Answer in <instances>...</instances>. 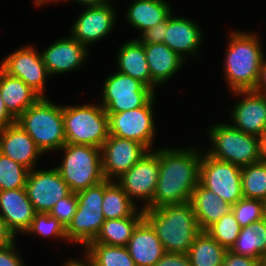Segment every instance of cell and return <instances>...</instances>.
<instances>
[{
	"label": "cell",
	"instance_id": "cell-1",
	"mask_svg": "<svg viewBox=\"0 0 266 266\" xmlns=\"http://www.w3.org/2000/svg\"><path fill=\"white\" fill-rule=\"evenodd\" d=\"M154 149L159 156V176L153 200L145 209L190 201L199 183L202 151L197 146Z\"/></svg>",
	"mask_w": 266,
	"mask_h": 266
},
{
	"label": "cell",
	"instance_id": "cell-2",
	"mask_svg": "<svg viewBox=\"0 0 266 266\" xmlns=\"http://www.w3.org/2000/svg\"><path fill=\"white\" fill-rule=\"evenodd\" d=\"M228 40L223 72L230 91L254 90L264 59L260 39L254 32L236 30Z\"/></svg>",
	"mask_w": 266,
	"mask_h": 266
},
{
	"label": "cell",
	"instance_id": "cell-3",
	"mask_svg": "<svg viewBox=\"0 0 266 266\" xmlns=\"http://www.w3.org/2000/svg\"><path fill=\"white\" fill-rule=\"evenodd\" d=\"M144 219L152 226L167 253L187 254L200 232L189 201L144 209Z\"/></svg>",
	"mask_w": 266,
	"mask_h": 266
},
{
	"label": "cell",
	"instance_id": "cell-4",
	"mask_svg": "<svg viewBox=\"0 0 266 266\" xmlns=\"http://www.w3.org/2000/svg\"><path fill=\"white\" fill-rule=\"evenodd\" d=\"M16 122L29 134L43 154L58 151L66 144L63 105H57L47 97H40Z\"/></svg>",
	"mask_w": 266,
	"mask_h": 266
},
{
	"label": "cell",
	"instance_id": "cell-5",
	"mask_svg": "<svg viewBox=\"0 0 266 266\" xmlns=\"http://www.w3.org/2000/svg\"><path fill=\"white\" fill-rule=\"evenodd\" d=\"M212 148L205 152L218 160L245 167L263 159L261 138L236 129L231 123H216L207 129Z\"/></svg>",
	"mask_w": 266,
	"mask_h": 266
},
{
	"label": "cell",
	"instance_id": "cell-6",
	"mask_svg": "<svg viewBox=\"0 0 266 266\" xmlns=\"http://www.w3.org/2000/svg\"><path fill=\"white\" fill-rule=\"evenodd\" d=\"M66 143L102 147L109 137V117L100 103L63 105Z\"/></svg>",
	"mask_w": 266,
	"mask_h": 266
},
{
	"label": "cell",
	"instance_id": "cell-7",
	"mask_svg": "<svg viewBox=\"0 0 266 266\" xmlns=\"http://www.w3.org/2000/svg\"><path fill=\"white\" fill-rule=\"evenodd\" d=\"M59 150L64 156L55 168L71 192L78 193L105 180L100 148L66 143Z\"/></svg>",
	"mask_w": 266,
	"mask_h": 266
},
{
	"label": "cell",
	"instance_id": "cell-8",
	"mask_svg": "<svg viewBox=\"0 0 266 266\" xmlns=\"http://www.w3.org/2000/svg\"><path fill=\"white\" fill-rule=\"evenodd\" d=\"M76 194L78 207L66 228V236L68 242H75L84 248L95 239L105 221L102 212L104 180Z\"/></svg>",
	"mask_w": 266,
	"mask_h": 266
},
{
	"label": "cell",
	"instance_id": "cell-9",
	"mask_svg": "<svg viewBox=\"0 0 266 266\" xmlns=\"http://www.w3.org/2000/svg\"><path fill=\"white\" fill-rule=\"evenodd\" d=\"M103 81L101 102L106 113H119L145 106L156 93L133 77L116 72Z\"/></svg>",
	"mask_w": 266,
	"mask_h": 266
},
{
	"label": "cell",
	"instance_id": "cell-10",
	"mask_svg": "<svg viewBox=\"0 0 266 266\" xmlns=\"http://www.w3.org/2000/svg\"><path fill=\"white\" fill-rule=\"evenodd\" d=\"M155 96L145 105L119 113H107L109 117V135L135 140L152 151L156 137L153 106Z\"/></svg>",
	"mask_w": 266,
	"mask_h": 266
},
{
	"label": "cell",
	"instance_id": "cell-11",
	"mask_svg": "<svg viewBox=\"0 0 266 266\" xmlns=\"http://www.w3.org/2000/svg\"><path fill=\"white\" fill-rule=\"evenodd\" d=\"M202 151L199 182L230 205L243 198L241 167Z\"/></svg>",
	"mask_w": 266,
	"mask_h": 266
},
{
	"label": "cell",
	"instance_id": "cell-12",
	"mask_svg": "<svg viewBox=\"0 0 266 266\" xmlns=\"http://www.w3.org/2000/svg\"><path fill=\"white\" fill-rule=\"evenodd\" d=\"M159 169V156L152 150L116 179V182L135 204L137 200H143L144 205L141 207L145 209L153 200Z\"/></svg>",
	"mask_w": 266,
	"mask_h": 266
},
{
	"label": "cell",
	"instance_id": "cell-13",
	"mask_svg": "<svg viewBox=\"0 0 266 266\" xmlns=\"http://www.w3.org/2000/svg\"><path fill=\"white\" fill-rule=\"evenodd\" d=\"M35 47L25 45L7 55L1 63L0 68L9 76L24 81L41 97L45 95V82L51 77L44 65L41 53Z\"/></svg>",
	"mask_w": 266,
	"mask_h": 266
},
{
	"label": "cell",
	"instance_id": "cell-14",
	"mask_svg": "<svg viewBox=\"0 0 266 266\" xmlns=\"http://www.w3.org/2000/svg\"><path fill=\"white\" fill-rule=\"evenodd\" d=\"M25 188L35 212L49 213L60 199L71 193L56 168L30 170Z\"/></svg>",
	"mask_w": 266,
	"mask_h": 266
},
{
	"label": "cell",
	"instance_id": "cell-15",
	"mask_svg": "<svg viewBox=\"0 0 266 266\" xmlns=\"http://www.w3.org/2000/svg\"><path fill=\"white\" fill-rule=\"evenodd\" d=\"M147 152L149 150L135 140L109 135L101 147L104 178L110 181L118 179Z\"/></svg>",
	"mask_w": 266,
	"mask_h": 266
},
{
	"label": "cell",
	"instance_id": "cell-16",
	"mask_svg": "<svg viewBox=\"0 0 266 266\" xmlns=\"http://www.w3.org/2000/svg\"><path fill=\"white\" fill-rule=\"evenodd\" d=\"M116 19V10L111 2L98 6H87L77 16L70 34L74 39L89 47L90 44H94L110 34Z\"/></svg>",
	"mask_w": 266,
	"mask_h": 266
},
{
	"label": "cell",
	"instance_id": "cell-17",
	"mask_svg": "<svg viewBox=\"0 0 266 266\" xmlns=\"http://www.w3.org/2000/svg\"><path fill=\"white\" fill-rule=\"evenodd\" d=\"M242 99L231 109V125L240 131L262 138L266 132V95L254 90L232 91Z\"/></svg>",
	"mask_w": 266,
	"mask_h": 266
},
{
	"label": "cell",
	"instance_id": "cell-18",
	"mask_svg": "<svg viewBox=\"0 0 266 266\" xmlns=\"http://www.w3.org/2000/svg\"><path fill=\"white\" fill-rule=\"evenodd\" d=\"M88 47L72 36L56 40L49 45L41 56L50 76L64 74L84 65L90 54Z\"/></svg>",
	"mask_w": 266,
	"mask_h": 266
},
{
	"label": "cell",
	"instance_id": "cell-19",
	"mask_svg": "<svg viewBox=\"0 0 266 266\" xmlns=\"http://www.w3.org/2000/svg\"><path fill=\"white\" fill-rule=\"evenodd\" d=\"M199 26L187 17H176L171 14L165 26L164 44L186 62L187 57H197L203 39V31Z\"/></svg>",
	"mask_w": 266,
	"mask_h": 266
},
{
	"label": "cell",
	"instance_id": "cell-20",
	"mask_svg": "<svg viewBox=\"0 0 266 266\" xmlns=\"http://www.w3.org/2000/svg\"><path fill=\"white\" fill-rule=\"evenodd\" d=\"M0 153L29 170L36 168L38 159L43 155L33 139L17 122L0 130Z\"/></svg>",
	"mask_w": 266,
	"mask_h": 266
},
{
	"label": "cell",
	"instance_id": "cell-21",
	"mask_svg": "<svg viewBox=\"0 0 266 266\" xmlns=\"http://www.w3.org/2000/svg\"><path fill=\"white\" fill-rule=\"evenodd\" d=\"M35 213L26 188L0 191V216L15 237L25 233Z\"/></svg>",
	"mask_w": 266,
	"mask_h": 266
},
{
	"label": "cell",
	"instance_id": "cell-22",
	"mask_svg": "<svg viewBox=\"0 0 266 266\" xmlns=\"http://www.w3.org/2000/svg\"><path fill=\"white\" fill-rule=\"evenodd\" d=\"M126 247L136 266H154L166 253L145 219L138 224Z\"/></svg>",
	"mask_w": 266,
	"mask_h": 266
},
{
	"label": "cell",
	"instance_id": "cell-23",
	"mask_svg": "<svg viewBox=\"0 0 266 266\" xmlns=\"http://www.w3.org/2000/svg\"><path fill=\"white\" fill-rule=\"evenodd\" d=\"M151 80L160 86L173 79L187 62L164 43L143 44Z\"/></svg>",
	"mask_w": 266,
	"mask_h": 266
},
{
	"label": "cell",
	"instance_id": "cell-24",
	"mask_svg": "<svg viewBox=\"0 0 266 266\" xmlns=\"http://www.w3.org/2000/svg\"><path fill=\"white\" fill-rule=\"evenodd\" d=\"M116 71L129 75L156 92V85L151 80L149 65L146 60L144 45L137 39L128 40L117 50Z\"/></svg>",
	"mask_w": 266,
	"mask_h": 266
},
{
	"label": "cell",
	"instance_id": "cell-25",
	"mask_svg": "<svg viewBox=\"0 0 266 266\" xmlns=\"http://www.w3.org/2000/svg\"><path fill=\"white\" fill-rule=\"evenodd\" d=\"M189 202L192 205L200 231H205L223 215L231 211V205L228 202L205 188L200 182L191 194Z\"/></svg>",
	"mask_w": 266,
	"mask_h": 266
},
{
	"label": "cell",
	"instance_id": "cell-26",
	"mask_svg": "<svg viewBox=\"0 0 266 266\" xmlns=\"http://www.w3.org/2000/svg\"><path fill=\"white\" fill-rule=\"evenodd\" d=\"M0 94L6 110L15 120L41 97L24 81L9 76L1 68Z\"/></svg>",
	"mask_w": 266,
	"mask_h": 266
},
{
	"label": "cell",
	"instance_id": "cell-27",
	"mask_svg": "<svg viewBox=\"0 0 266 266\" xmlns=\"http://www.w3.org/2000/svg\"><path fill=\"white\" fill-rule=\"evenodd\" d=\"M166 0H133L125 11L126 21L143 32L165 21L173 12Z\"/></svg>",
	"mask_w": 266,
	"mask_h": 266
},
{
	"label": "cell",
	"instance_id": "cell-28",
	"mask_svg": "<svg viewBox=\"0 0 266 266\" xmlns=\"http://www.w3.org/2000/svg\"><path fill=\"white\" fill-rule=\"evenodd\" d=\"M144 219V209H139L130 217L105 220L99 233L90 243L109 246H127L138 224Z\"/></svg>",
	"mask_w": 266,
	"mask_h": 266
},
{
	"label": "cell",
	"instance_id": "cell-29",
	"mask_svg": "<svg viewBox=\"0 0 266 266\" xmlns=\"http://www.w3.org/2000/svg\"><path fill=\"white\" fill-rule=\"evenodd\" d=\"M230 251L261 261L266 254V219H260L241 228L240 234Z\"/></svg>",
	"mask_w": 266,
	"mask_h": 266
},
{
	"label": "cell",
	"instance_id": "cell-30",
	"mask_svg": "<svg viewBox=\"0 0 266 266\" xmlns=\"http://www.w3.org/2000/svg\"><path fill=\"white\" fill-rule=\"evenodd\" d=\"M227 249L206 231H200L187 252L191 266H221Z\"/></svg>",
	"mask_w": 266,
	"mask_h": 266
},
{
	"label": "cell",
	"instance_id": "cell-31",
	"mask_svg": "<svg viewBox=\"0 0 266 266\" xmlns=\"http://www.w3.org/2000/svg\"><path fill=\"white\" fill-rule=\"evenodd\" d=\"M139 207L122 190L117 182L104 180L102 212L105 220L121 219L132 216Z\"/></svg>",
	"mask_w": 266,
	"mask_h": 266
},
{
	"label": "cell",
	"instance_id": "cell-32",
	"mask_svg": "<svg viewBox=\"0 0 266 266\" xmlns=\"http://www.w3.org/2000/svg\"><path fill=\"white\" fill-rule=\"evenodd\" d=\"M83 252L93 266H136L125 246L88 243Z\"/></svg>",
	"mask_w": 266,
	"mask_h": 266
},
{
	"label": "cell",
	"instance_id": "cell-33",
	"mask_svg": "<svg viewBox=\"0 0 266 266\" xmlns=\"http://www.w3.org/2000/svg\"><path fill=\"white\" fill-rule=\"evenodd\" d=\"M243 197L266 200V160L241 168Z\"/></svg>",
	"mask_w": 266,
	"mask_h": 266
},
{
	"label": "cell",
	"instance_id": "cell-34",
	"mask_svg": "<svg viewBox=\"0 0 266 266\" xmlns=\"http://www.w3.org/2000/svg\"><path fill=\"white\" fill-rule=\"evenodd\" d=\"M29 169L0 153V191L25 188Z\"/></svg>",
	"mask_w": 266,
	"mask_h": 266
},
{
	"label": "cell",
	"instance_id": "cell-35",
	"mask_svg": "<svg viewBox=\"0 0 266 266\" xmlns=\"http://www.w3.org/2000/svg\"><path fill=\"white\" fill-rule=\"evenodd\" d=\"M205 231L222 247L230 250L240 234L241 227L231 210Z\"/></svg>",
	"mask_w": 266,
	"mask_h": 266
},
{
	"label": "cell",
	"instance_id": "cell-36",
	"mask_svg": "<svg viewBox=\"0 0 266 266\" xmlns=\"http://www.w3.org/2000/svg\"><path fill=\"white\" fill-rule=\"evenodd\" d=\"M26 235H38L39 237L56 238L68 241L66 236V228L50 213L36 212L30 224L25 231Z\"/></svg>",
	"mask_w": 266,
	"mask_h": 266
},
{
	"label": "cell",
	"instance_id": "cell-37",
	"mask_svg": "<svg viewBox=\"0 0 266 266\" xmlns=\"http://www.w3.org/2000/svg\"><path fill=\"white\" fill-rule=\"evenodd\" d=\"M231 210L241 228L247 227L253 222L264 218L263 201L260 199L243 197L231 205Z\"/></svg>",
	"mask_w": 266,
	"mask_h": 266
},
{
	"label": "cell",
	"instance_id": "cell-38",
	"mask_svg": "<svg viewBox=\"0 0 266 266\" xmlns=\"http://www.w3.org/2000/svg\"><path fill=\"white\" fill-rule=\"evenodd\" d=\"M77 207V194L71 192L68 196L60 199L49 213L67 228L75 215Z\"/></svg>",
	"mask_w": 266,
	"mask_h": 266
},
{
	"label": "cell",
	"instance_id": "cell-39",
	"mask_svg": "<svg viewBox=\"0 0 266 266\" xmlns=\"http://www.w3.org/2000/svg\"><path fill=\"white\" fill-rule=\"evenodd\" d=\"M167 25V19L158 23L156 26L145 29L141 32V37H137V39L142 44L148 43H164L165 39V26Z\"/></svg>",
	"mask_w": 266,
	"mask_h": 266
},
{
	"label": "cell",
	"instance_id": "cell-40",
	"mask_svg": "<svg viewBox=\"0 0 266 266\" xmlns=\"http://www.w3.org/2000/svg\"><path fill=\"white\" fill-rule=\"evenodd\" d=\"M16 248V241L0 248V266H24V259L18 254Z\"/></svg>",
	"mask_w": 266,
	"mask_h": 266
},
{
	"label": "cell",
	"instance_id": "cell-41",
	"mask_svg": "<svg viewBox=\"0 0 266 266\" xmlns=\"http://www.w3.org/2000/svg\"><path fill=\"white\" fill-rule=\"evenodd\" d=\"M221 266H260V261L255 258L238 255L230 250H227Z\"/></svg>",
	"mask_w": 266,
	"mask_h": 266
},
{
	"label": "cell",
	"instance_id": "cell-42",
	"mask_svg": "<svg viewBox=\"0 0 266 266\" xmlns=\"http://www.w3.org/2000/svg\"><path fill=\"white\" fill-rule=\"evenodd\" d=\"M154 266H191V264L187 254L166 252Z\"/></svg>",
	"mask_w": 266,
	"mask_h": 266
},
{
	"label": "cell",
	"instance_id": "cell-43",
	"mask_svg": "<svg viewBox=\"0 0 266 266\" xmlns=\"http://www.w3.org/2000/svg\"><path fill=\"white\" fill-rule=\"evenodd\" d=\"M16 240L14 234L8 229L5 221L0 216V248L6 247Z\"/></svg>",
	"mask_w": 266,
	"mask_h": 266
},
{
	"label": "cell",
	"instance_id": "cell-44",
	"mask_svg": "<svg viewBox=\"0 0 266 266\" xmlns=\"http://www.w3.org/2000/svg\"><path fill=\"white\" fill-rule=\"evenodd\" d=\"M16 120L6 110L4 101L0 94V130L5 129L7 126L12 125Z\"/></svg>",
	"mask_w": 266,
	"mask_h": 266
},
{
	"label": "cell",
	"instance_id": "cell-45",
	"mask_svg": "<svg viewBox=\"0 0 266 266\" xmlns=\"http://www.w3.org/2000/svg\"><path fill=\"white\" fill-rule=\"evenodd\" d=\"M254 91L266 95V57L263 59L259 79Z\"/></svg>",
	"mask_w": 266,
	"mask_h": 266
},
{
	"label": "cell",
	"instance_id": "cell-46",
	"mask_svg": "<svg viewBox=\"0 0 266 266\" xmlns=\"http://www.w3.org/2000/svg\"><path fill=\"white\" fill-rule=\"evenodd\" d=\"M82 259H68L63 266H93L83 255Z\"/></svg>",
	"mask_w": 266,
	"mask_h": 266
},
{
	"label": "cell",
	"instance_id": "cell-47",
	"mask_svg": "<svg viewBox=\"0 0 266 266\" xmlns=\"http://www.w3.org/2000/svg\"><path fill=\"white\" fill-rule=\"evenodd\" d=\"M59 1H64V0H59ZM68 1V0H65ZM78 2L80 5H82L84 8L87 6H98V5H103L106 3H109L112 0H73Z\"/></svg>",
	"mask_w": 266,
	"mask_h": 266
},
{
	"label": "cell",
	"instance_id": "cell-48",
	"mask_svg": "<svg viewBox=\"0 0 266 266\" xmlns=\"http://www.w3.org/2000/svg\"><path fill=\"white\" fill-rule=\"evenodd\" d=\"M261 145H262V156L263 159L266 160V132L264 136L261 138Z\"/></svg>",
	"mask_w": 266,
	"mask_h": 266
},
{
	"label": "cell",
	"instance_id": "cell-49",
	"mask_svg": "<svg viewBox=\"0 0 266 266\" xmlns=\"http://www.w3.org/2000/svg\"><path fill=\"white\" fill-rule=\"evenodd\" d=\"M34 1V5L36 4V6L40 7L43 4H47L49 2H59V0H33Z\"/></svg>",
	"mask_w": 266,
	"mask_h": 266
},
{
	"label": "cell",
	"instance_id": "cell-50",
	"mask_svg": "<svg viewBox=\"0 0 266 266\" xmlns=\"http://www.w3.org/2000/svg\"><path fill=\"white\" fill-rule=\"evenodd\" d=\"M260 266H266V254L262 256L261 261H260Z\"/></svg>",
	"mask_w": 266,
	"mask_h": 266
},
{
	"label": "cell",
	"instance_id": "cell-51",
	"mask_svg": "<svg viewBox=\"0 0 266 266\" xmlns=\"http://www.w3.org/2000/svg\"><path fill=\"white\" fill-rule=\"evenodd\" d=\"M263 217L266 219V200H263Z\"/></svg>",
	"mask_w": 266,
	"mask_h": 266
}]
</instances>
